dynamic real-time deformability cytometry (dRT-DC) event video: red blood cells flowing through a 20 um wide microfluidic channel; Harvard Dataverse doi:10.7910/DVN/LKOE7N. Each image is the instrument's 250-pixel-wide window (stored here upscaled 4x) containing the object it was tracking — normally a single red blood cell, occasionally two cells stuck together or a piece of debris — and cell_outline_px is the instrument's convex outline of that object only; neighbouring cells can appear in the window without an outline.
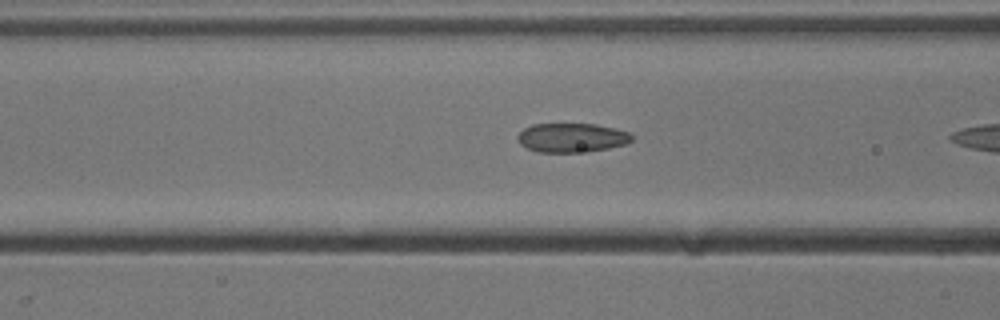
{"species": "common noctule bat (a hibernating species)", "species_latin": "Nyctalus noctula", "temperature_condition": "cold", "stored_images_in_passage": 28, "camera_frame_rate_fps": 3000, "um_per_image_px": 0.085, "animal": {"sex": "male", "body_mass_g": 13.3}, "frame": {"image": 1, "passage_image": 17, "time_ms": 5.333, "image_size_px": [1000, 320], "cell_outline_px": [[632, 140], [624, 144], [608, 148], [588, 152], [536, 152], [520, 144], [516, 140], [516, 136], [524, 128], [532, 124], [596, 124], [628, 132], [632, 136]], "centroid_in_image_um": [48.54, 11.71], "position_along_channel_um": 118.1, "area_um2": 19.36}}
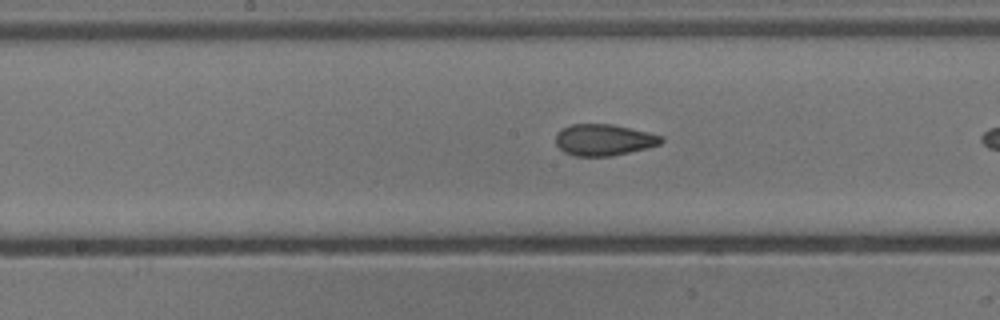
{"frame": {"image": 2, "passage_image": 23, "time_ms": 7.333, "image_size_px": [1000, 320], "cell_outline_px": [[664, 140], [660, 144], [648, 148], [612, 156], [576, 156], [564, 152], [556, 144], [556, 132], [560, 128], [572, 124], [612, 124], [648, 132], [664, 136]], "centroid_in_image_um": [51.33, 11.88], "position_along_channel_um": 196.9, "area_um2": 19.48}}
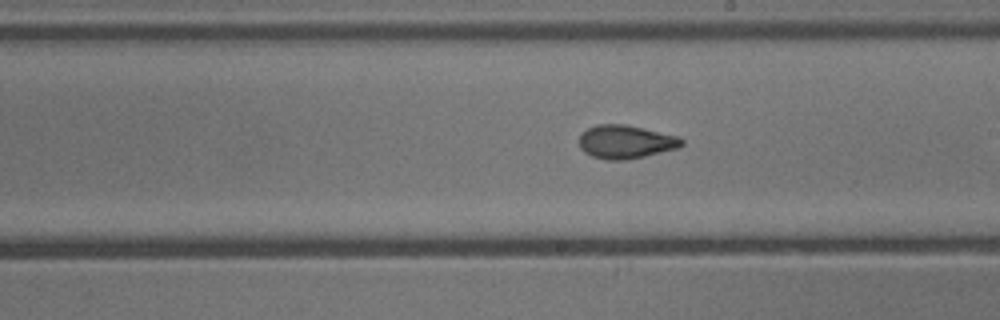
{"frame": {"image": 3, "passage_image": 26, "time_ms": 8.333, "image_size_px": [1000, 320], "cell_outline_px": [[684, 144], [680, 148], [644, 156], [624, 160], [608, 160], [592, 156], [584, 152], [580, 148], [580, 132], [596, 124], [624, 124], [644, 128], [680, 136], [684, 140]], "centroid_in_image_um": [53.21, 12.05], "position_along_channel_um": 235.8, "area_um2": 20.17}}